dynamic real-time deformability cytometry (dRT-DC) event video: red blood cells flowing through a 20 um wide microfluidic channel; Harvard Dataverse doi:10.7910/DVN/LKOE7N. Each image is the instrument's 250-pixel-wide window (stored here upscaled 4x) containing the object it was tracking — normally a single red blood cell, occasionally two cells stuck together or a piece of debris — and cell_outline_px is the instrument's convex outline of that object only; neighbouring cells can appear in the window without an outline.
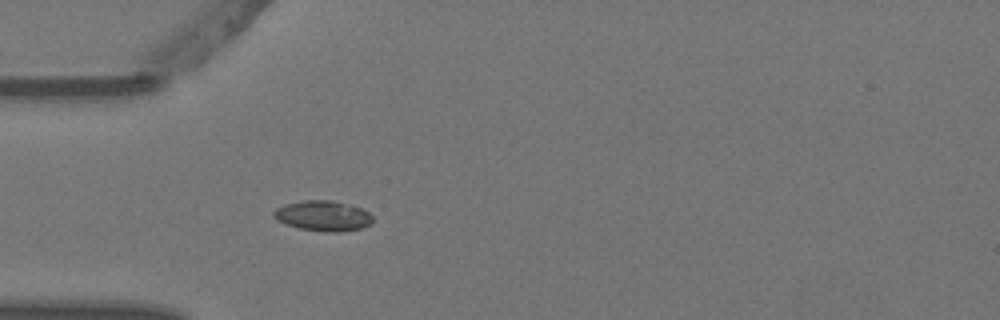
{"species": "Egyptian fruit bat (a non-hibernating species)", "species_latin": "Rousettus aegyptiacus", "temperature_condition": "warm", "stored_images_in_passage": 5, "camera_frame_rate_fps": 3000, "um_per_image_px": 0.085, "animal": {"sex": "female"}, "frame": {"image": 1, "passage_image": 5, "time_ms": 1.333, "image_size_px": [1000, 320], "cell_outline_px": [[372, 224], [360, 228], [340, 232], [324, 232], [300, 228], [276, 220], [272, 216], [272, 212], [276, 208], [284, 204], [304, 200], [332, 200], [360, 208], [368, 212], [372, 216]], "centroid_in_image_um": [27.43, 18.34], "position_along_channel_um": 57.6, "area_um2": 17.46}}